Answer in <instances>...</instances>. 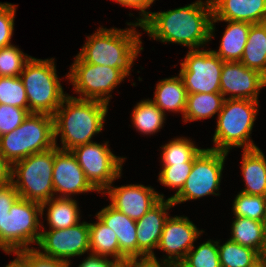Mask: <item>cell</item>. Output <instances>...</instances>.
I'll list each match as a JSON object with an SVG mask.
<instances>
[{"mask_svg":"<svg viewBox=\"0 0 266 267\" xmlns=\"http://www.w3.org/2000/svg\"><path fill=\"white\" fill-rule=\"evenodd\" d=\"M165 114L166 111L181 113L186 109L187 92L182 78L178 76L160 80L155 87L152 100Z\"/></svg>","mask_w":266,"mask_h":267,"instance_id":"cell-23","label":"cell"},{"mask_svg":"<svg viewBox=\"0 0 266 267\" xmlns=\"http://www.w3.org/2000/svg\"><path fill=\"white\" fill-rule=\"evenodd\" d=\"M212 16L211 1L197 0L184 7L151 12L141 26L153 40L175 43L193 50L203 48L210 42Z\"/></svg>","mask_w":266,"mask_h":267,"instance_id":"cell-1","label":"cell"},{"mask_svg":"<svg viewBox=\"0 0 266 267\" xmlns=\"http://www.w3.org/2000/svg\"><path fill=\"white\" fill-rule=\"evenodd\" d=\"M55 147L32 154L12 165L11 182L19 197L42 204L54 197Z\"/></svg>","mask_w":266,"mask_h":267,"instance_id":"cell-7","label":"cell"},{"mask_svg":"<svg viewBox=\"0 0 266 267\" xmlns=\"http://www.w3.org/2000/svg\"><path fill=\"white\" fill-rule=\"evenodd\" d=\"M102 194L108 195L112 207L135 221L141 219L154 205L165 198L164 194L158 193L153 187L142 184L118 187L112 183Z\"/></svg>","mask_w":266,"mask_h":267,"instance_id":"cell-16","label":"cell"},{"mask_svg":"<svg viewBox=\"0 0 266 267\" xmlns=\"http://www.w3.org/2000/svg\"><path fill=\"white\" fill-rule=\"evenodd\" d=\"M37 245L39 251L50 257L71 264L72 257L82 256L90 251L89 223L79 222L65 229H47L43 226ZM46 229V231H45ZM44 230V231H43Z\"/></svg>","mask_w":266,"mask_h":267,"instance_id":"cell-13","label":"cell"},{"mask_svg":"<svg viewBox=\"0 0 266 267\" xmlns=\"http://www.w3.org/2000/svg\"><path fill=\"white\" fill-rule=\"evenodd\" d=\"M195 157L187 163L174 164L171 166H162V170L159 172L158 181L165 187L172 189H177L176 193L168 199H172L176 194H178L188 178L194 163Z\"/></svg>","mask_w":266,"mask_h":267,"instance_id":"cell-36","label":"cell"},{"mask_svg":"<svg viewBox=\"0 0 266 267\" xmlns=\"http://www.w3.org/2000/svg\"><path fill=\"white\" fill-rule=\"evenodd\" d=\"M263 242H264V259H266V216H265L264 227H263Z\"/></svg>","mask_w":266,"mask_h":267,"instance_id":"cell-45","label":"cell"},{"mask_svg":"<svg viewBox=\"0 0 266 267\" xmlns=\"http://www.w3.org/2000/svg\"><path fill=\"white\" fill-rule=\"evenodd\" d=\"M19 198L12 182L0 187V249L4 251V228L7 213Z\"/></svg>","mask_w":266,"mask_h":267,"instance_id":"cell-40","label":"cell"},{"mask_svg":"<svg viewBox=\"0 0 266 267\" xmlns=\"http://www.w3.org/2000/svg\"><path fill=\"white\" fill-rule=\"evenodd\" d=\"M0 104L11 105L29 111L24 84L20 76L0 77Z\"/></svg>","mask_w":266,"mask_h":267,"instance_id":"cell-34","label":"cell"},{"mask_svg":"<svg viewBox=\"0 0 266 267\" xmlns=\"http://www.w3.org/2000/svg\"><path fill=\"white\" fill-rule=\"evenodd\" d=\"M234 216L264 222L266 216V197L239 192L233 200Z\"/></svg>","mask_w":266,"mask_h":267,"instance_id":"cell-33","label":"cell"},{"mask_svg":"<svg viewBox=\"0 0 266 267\" xmlns=\"http://www.w3.org/2000/svg\"><path fill=\"white\" fill-rule=\"evenodd\" d=\"M53 147L54 119L49 114L29 113L19 127L0 136V152L11 165Z\"/></svg>","mask_w":266,"mask_h":267,"instance_id":"cell-6","label":"cell"},{"mask_svg":"<svg viewBox=\"0 0 266 267\" xmlns=\"http://www.w3.org/2000/svg\"><path fill=\"white\" fill-rule=\"evenodd\" d=\"M217 246L221 267H257L265 260L256 250L230 238L222 245L218 240Z\"/></svg>","mask_w":266,"mask_h":267,"instance_id":"cell-27","label":"cell"},{"mask_svg":"<svg viewBox=\"0 0 266 267\" xmlns=\"http://www.w3.org/2000/svg\"><path fill=\"white\" fill-rule=\"evenodd\" d=\"M31 57L14 44L0 48V77L20 76L25 63Z\"/></svg>","mask_w":266,"mask_h":267,"instance_id":"cell-35","label":"cell"},{"mask_svg":"<svg viewBox=\"0 0 266 267\" xmlns=\"http://www.w3.org/2000/svg\"><path fill=\"white\" fill-rule=\"evenodd\" d=\"M116 1L115 3L127 6L129 8L137 9L139 10V18L136 17L135 23L142 24L151 14L150 11H146L148 8L152 6V4L155 2V0H113Z\"/></svg>","mask_w":266,"mask_h":267,"instance_id":"cell-41","label":"cell"},{"mask_svg":"<svg viewBox=\"0 0 266 267\" xmlns=\"http://www.w3.org/2000/svg\"><path fill=\"white\" fill-rule=\"evenodd\" d=\"M249 69H253L266 77V24H252L248 40L240 60Z\"/></svg>","mask_w":266,"mask_h":267,"instance_id":"cell-25","label":"cell"},{"mask_svg":"<svg viewBox=\"0 0 266 267\" xmlns=\"http://www.w3.org/2000/svg\"><path fill=\"white\" fill-rule=\"evenodd\" d=\"M78 201L73 198L53 197L41 204L42 217L45 211L47 213V223L49 229H65L75 226L80 222L81 213Z\"/></svg>","mask_w":266,"mask_h":267,"instance_id":"cell-24","label":"cell"},{"mask_svg":"<svg viewBox=\"0 0 266 267\" xmlns=\"http://www.w3.org/2000/svg\"><path fill=\"white\" fill-rule=\"evenodd\" d=\"M84 261L81 262L77 267H123L118 261L109 257H103L89 253Z\"/></svg>","mask_w":266,"mask_h":267,"instance_id":"cell-42","label":"cell"},{"mask_svg":"<svg viewBox=\"0 0 266 267\" xmlns=\"http://www.w3.org/2000/svg\"><path fill=\"white\" fill-rule=\"evenodd\" d=\"M66 79L80 99L96 100L109 105L110 94L127 77L120 69L84 62L75 56Z\"/></svg>","mask_w":266,"mask_h":267,"instance_id":"cell-8","label":"cell"},{"mask_svg":"<svg viewBox=\"0 0 266 267\" xmlns=\"http://www.w3.org/2000/svg\"><path fill=\"white\" fill-rule=\"evenodd\" d=\"M242 177L246 188L241 192L266 197V157L259 147L245 149L241 161Z\"/></svg>","mask_w":266,"mask_h":267,"instance_id":"cell-22","label":"cell"},{"mask_svg":"<svg viewBox=\"0 0 266 267\" xmlns=\"http://www.w3.org/2000/svg\"><path fill=\"white\" fill-rule=\"evenodd\" d=\"M12 165L0 152V187L11 182Z\"/></svg>","mask_w":266,"mask_h":267,"instance_id":"cell-43","label":"cell"},{"mask_svg":"<svg viewBox=\"0 0 266 267\" xmlns=\"http://www.w3.org/2000/svg\"><path fill=\"white\" fill-rule=\"evenodd\" d=\"M187 137L173 138L161 146V166H171L190 162L202 149Z\"/></svg>","mask_w":266,"mask_h":267,"instance_id":"cell-31","label":"cell"},{"mask_svg":"<svg viewBox=\"0 0 266 267\" xmlns=\"http://www.w3.org/2000/svg\"><path fill=\"white\" fill-rule=\"evenodd\" d=\"M223 62L211 49L188 50L178 74L187 94L220 93Z\"/></svg>","mask_w":266,"mask_h":267,"instance_id":"cell-12","label":"cell"},{"mask_svg":"<svg viewBox=\"0 0 266 267\" xmlns=\"http://www.w3.org/2000/svg\"><path fill=\"white\" fill-rule=\"evenodd\" d=\"M5 267H24L16 258L11 260Z\"/></svg>","mask_w":266,"mask_h":267,"instance_id":"cell-46","label":"cell"},{"mask_svg":"<svg viewBox=\"0 0 266 267\" xmlns=\"http://www.w3.org/2000/svg\"><path fill=\"white\" fill-rule=\"evenodd\" d=\"M53 188L54 197L64 198L96 191L87 181L75 155L71 151L59 149L57 146H55L53 163Z\"/></svg>","mask_w":266,"mask_h":267,"instance_id":"cell-17","label":"cell"},{"mask_svg":"<svg viewBox=\"0 0 266 267\" xmlns=\"http://www.w3.org/2000/svg\"><path fill=\"white\" fill-rule=\"evenodd\" d=\"M29 113L27 109L0 104V136L19 127Z\"/></svg>","mask_w":266,"mask_h":267,"instance_id":"cell-38","label":"cell"},{"mask_svg":"<svg viewBox=\"0 0 266 267\" xmlns=\"http://www.w3.org/2000/svg\"><path fill=\"white\" fill-rule=\"evenodd\" d=\"M108 143L91 142L71 150L87 181L98 193H103L116 179L122 177V166L126 161V157L114 155Z\"/></svg>","mask_w":266,"mask_h":267,"instance_id":"cell-10","label":"cell"},{"mask_svg":"<svg viewBox=\"0 0 266 267\" xmlns=\"http://www.w3.org/2000/svg\"><path fill=\"white\" fill-rule=\"evenodd\" d=\"M264 222L235 216L231 225L232 241L256 250L264 258Z\"/></svg>","mask_w":266,"mask_h":267,"instance_id":"cell-28","label":"cell"},{"mask_svg":"<svg viewBox=\"0 0 266 267\" xmlns=\"http://www.w3.org/2000/svg\"><path fill=\"white\" fill-rule=\"evenodd\" d=\"M165 116L152 99H144L134 107L131 122L141 134L153 135L164 127Z\"/></svg>","mask_w":266,"mask_h":267,"instance_id":"cell-30","label":"cell"},{"mask_svg":"<svg viewBox=\"0 0 266 267\" xmlns=\"http://www.w3.org/2000/svg\"><path fill=\"white\" fill-rule=\"evenodd\" d=\"M95 216L116 233L120 248V264L123 266L128 261L138 260L136 221L110 204L102 208Z\"/></svg>","mask_w":266,"mask_h":267,"instance_id":"cell-19","label":"cell"},{"mask_svg":"<svg viewBox=\"0 0 266 267\" xmlns=\"http://www.w3.org/2000/svg\"><path fill=\"white\" fill-rule=\"evenodd\" d=\"M123 267H175L168 263L154 262L150 259L147 260H131L128 261Z\"/></svg>","mask_w":266,"mask_h":267,"instance_id":"cell-44","label":"cell"},{"mask_svg":"<svg viewBox=\"0 0 266 267\" xmlns=\"http://www.w3.org/2000/svg\"><path fill=\"white\" fill-rule=\"evenodd\" d=\"M177 267H221L217 240L209 239L197 248L193 246Z\"/></svg>","mask_w":266,"mask_h":267,"instance_id":"cell-32","label":"cell"},{"mask_svg":"<svg viewBox=\"0 0 266 267\" xmlns=\"http://www.w3.org/2000/svg\"><path fill=\"white\" fill-rule=\"evenodd\" d=\"M259 103L249 99H225L217 115L212 140L215 146L210 149L229 153L233 147H241L242 150L257 148L250 136L259 112Z\"/></svg>","mask_w":266,"mask_h":267,"instance_id":"cell-4","label":"cell"},{"mask_svg":"<svg viewBox=\"0 0 266 267\" xmlns=\"http://www.w3.org/2000/svg\"><path fill=\"white\" fill-rule=\"evenodd\" d=\"M41 204L18 198L7 213L4 228V252L8 255L30 248L40 238L42 223Z\"/></svg>","mask_w":266,"mask_h":267,"instance_id":"cell-11","label":"cell"},{"mask_svg":"<svg viewBox=\"0 0 266 267\" xmlns=\"http://www.w3.org/2000/svg\"><path fill=\"white\" fill-rule=\"evenodd\" d=\"M15 257L24 267H70L71 264L41 253L31 247L14 252Z\"/></svg>","mask_w":266,"mask_h":267,"instance_id":"cell-37","label":"cell"},{"mask_svg":"<svg viewBox=\"0 0 266 267\" xmlns=\"http://www.w3.org/2000/svg\"><path fill=\"white\" fill-rule=\"evenodd\" d=\"M225 98L221 93H193L187 94L186 109L183 122L210 119L219 114Z\"/></svg>","mask_w":266,"mask_h":267,"instance_id":"cell-26","label":"cell"},{"mask_svg":"<svg viewBox=\"0 0 266 267\" xmlns=\"http://www.w3.org/2000/svg\"><path fill=\"white\" fill-rule=\"evenodd\" d=\"M186 216H169L164 224L157 249L166 252L159 262L175 267L185 258L194 242L204 233Z\"/></svg>","mask_w":266,"mask_h":267,"instance_id":"cell-14","label":"cell"},{"mask_svg":"<svg viewBox=\"0 0 266 267\" xmlns=\"http://www.w3.org/2000/svg\"><path fill=\"white\" fill-rule=\"evenodd\" d=\"M54 59L31 57L24 65L20 78L24 84L30 113L53 116L68 95L59 82Z\"/></svg>","mask_w":266,"mask_h":267,"instance_id":"cell-5","label":"cell"},{"mask_svg":"<svg viewBox=\"0 0 266 267\" xmlns=\"http://www.w3.org/2000/svg\"><path fill=\"white\" fill-rule=\"evenodd\" d=\"M126 23L131 27L126 29L99 27L95 33L87 36L85 44L77 55L84 62L118 68L129 76L131 67L144 48L140 38L142 33L136 29L142 26L133 22Z\"/></svg>","mask_w":266,"mask_h":267,"instance_id":"cell-3","label":"cell"},{"mask_svg":"<svg viewBox=\"0 0 266 267\" xmlns=\"http://www.w3.org/2000/svg\"><path fill=\"white\" fill-rule=\"evenodd\" d=\"M257 267H266V259L261 264H259Z\"/></svg>","mask_w":266,"mask_h":267,"instance_id":"cell-47","label":"cell"},{"mask_svg":"<svg viewBox=\"0 0 266 267\" xmlns=\"http://www.w3.org/2000/svg\"><path fill=\"white\" fill-rule=\"evenodd\" d=\"M96 223H89L90 253L110 257L120 263V248L116 233L96 217Z\"/></svg>","mask_w":266,"mask_h":267,"instance_id":"cell-29","label":"cell"},{"mask_svg":"<svg viewBox=\"0 0 266 267\" xmlns=\"http://www.w3.org/2000/svg\"><path fill=\"white\" fill-rule=\"evenodd\" d=\"M220 21L227 23V27H225V31L223 32L219 49L212 51L223 61H240L252 24L231 20H211L210 41L215 36V23Z\"/></svg>","mask_w":266,"mask_h":267,"instance_id":"cell-21","label":"cell"},{"mask_svg":"<svg viewBox=\"0 0 266 267\" xmlns=\"http://www.w3.org/2000/svg\"><path fill=\"white\" fill-rule=\"evenodd\" d=\"M174 206L171 199H161L136 221L138 260L150 259L159 262L153 250L158 247L164 224L169 217L168 212Z\"/></svg>","mask_w":266,"mask_h":267,"instance_id":"cell-18","label":"cell"},{"mask_svg":"<svg viewBox=\"0 0 266 267\" xmlns=\"http://www.w3.org/2000/svg\"><path fill=\"white\" fill-rule=\"evenodd\" d=\"M108 106L104 102L67 95L53 115L55 146L71 151L94 142L92 137L103 130ZM58 136L61 137V147L57 143Z\"/></svg>","mask_w":266,"mask_h":267,"instance_id":"cell-2","label":"cell"},{"mask_svg":"<svg viewBox=\"0 0 266 267\" xmlns=\"http://www.w3.org/2000/svg\"><path fill=\"white\" fill-rule=\"evenodd\" d=\"M227 155V152L202 148L195 156L192 170L182 190L171 199L173 204L177 205L208 195L219 196Z\"/></svg>","mask_w":266,"mask_h":267,"instance_id":"cell-9","label":"cell"},{"mask_svg":"<svg viewBox=\"0 0 266 267\" xmlns=\"http://www.w3.org/2000/svg\"><path fill=\"white\" fill-rule=\"evenodd\" d=\"M17 7L15 4L0 2V48L12 45Z\"/></svg>","mask_w":266,"mask_h":267,"instance_id":"cell-39","label":"cell"},{"mask_svg":"<svg viewBox=\"0 0 266 267\" xmlns=\"http://www.w3.org/2000/svg\"><path fill=\"white\" fill-rule=\"evenodd\" d=\"M265 87L266 77L258 71L249 69L240 61L223 62L220 93L225 99L237 98L259 101L258 94Z\"/></svg>","mask_w":266,"mask_h":267,"instance_id":"cell-15","label":"cell"},{"mask_svg":"<svg viewBox=\"0 0 266 267\" xmlns=\"http://www.w3.org/2000/svg\"><path fill=\"white\" fill-rule=\"evenodd\" d=\"M212 20L265 23L266 0H211Z\"/></svg>","mask_w":266,"mask_h":267,"instance_id":"cell-20","label":"cell"}]
</instances>
